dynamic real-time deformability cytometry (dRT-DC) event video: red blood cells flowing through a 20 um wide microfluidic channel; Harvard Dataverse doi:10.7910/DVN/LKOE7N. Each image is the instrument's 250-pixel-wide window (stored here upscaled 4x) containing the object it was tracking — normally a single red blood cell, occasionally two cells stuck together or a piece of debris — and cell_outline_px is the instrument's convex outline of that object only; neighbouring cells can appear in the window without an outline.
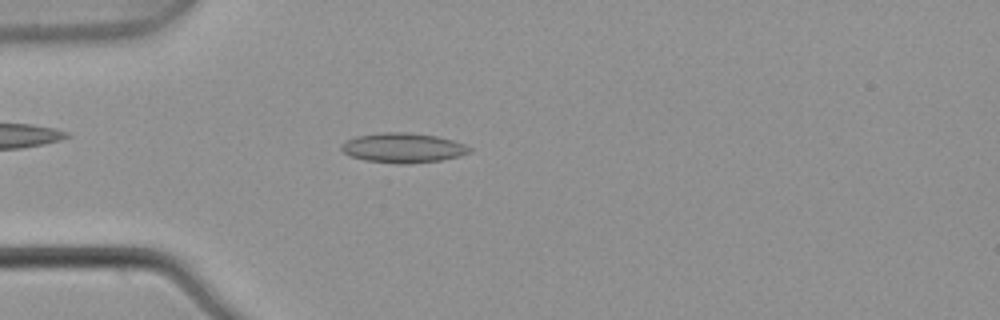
{"species": "common noctule bat (a hibernating species)", "species_latin": "Nyctalus noctula", "temperature_condition": "warm", "stored_images_in_passage": 2, "camera_frame_rate_fps": 3000, "um_per_image_px": 0.085, "animal": {"sex": "male", "body_mass_g": 21.5, "forearm_length_mm": 52.0}, "frame": {"image": 1, "passage_image": 2, "time_ms": 0.333, "image_size_px": [1000, 320], "cell_outline_px": [[472, 152], [460, 156], [440, 160], [408, 164], [400, 164], [364, 160], [352, 156], [344, 152], [340, 148], [340, 144], [356, 136], [380, 132], [408, 132], [436, 136], [452, 140], [464, 144], [472, 148]], "centroid_in_image_um": [34.27, 12.56], "position_along_channel_um": 50.7, "area_um2": 22.25}}